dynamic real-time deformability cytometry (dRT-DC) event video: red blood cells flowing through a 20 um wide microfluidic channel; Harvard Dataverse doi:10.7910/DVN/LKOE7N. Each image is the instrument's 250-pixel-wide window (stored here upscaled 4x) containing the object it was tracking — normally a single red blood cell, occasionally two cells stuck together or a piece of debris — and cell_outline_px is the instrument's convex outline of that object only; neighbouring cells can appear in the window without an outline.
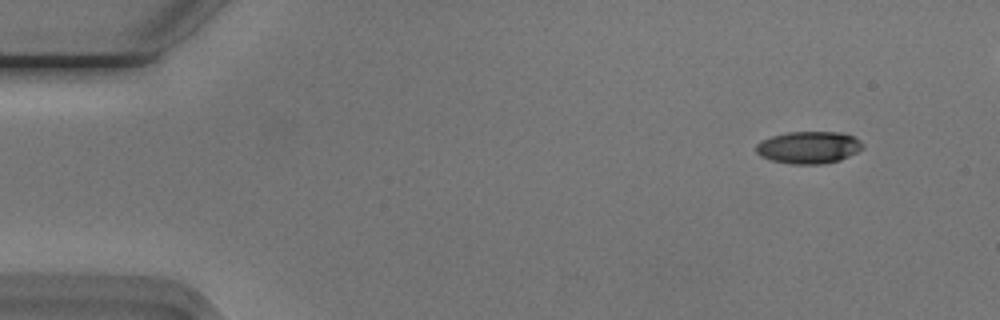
{"species": "Egyptian fruit bat (a non-hibernating species)", "species_latin": "Rousettus aegyptiacus", "temperature_condition": "cold", "stored_images_in_passage": 48, "camera_frame_rate_fps": 3000, "um_per_image_px": 0.085, "animal": {"sex": "male"}, "frame": {"image": 1, "passage_image": 1, "time_ms": 0.0, "image_size_px": [1000, 320], "cell_outline_px": [[864, 148], [840, 160], [820, 164], [792, 164], [772, 160], [760, 156], [756, 152], [756, 144], [760, 140], [772, 136], [788, 132], [840, 132], [852, 136], [860, 140], [864, 144]], "centroid_in_image_um": [68.73, 12.52], "position_along_channel_um": 16.3, "area_um2": 20.0}}
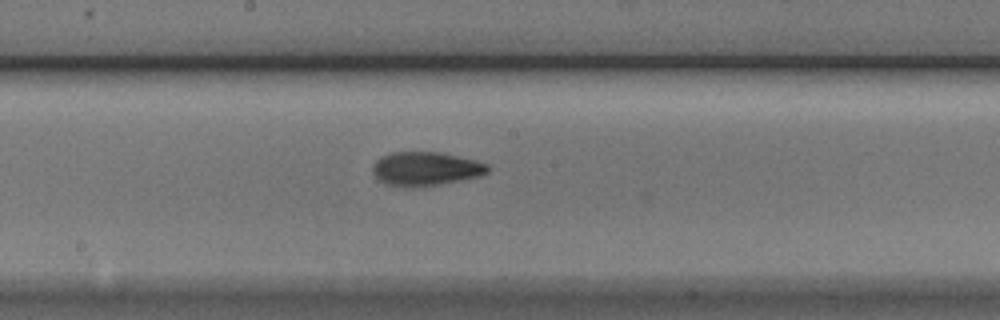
{"frame": {"image": 2, "passage_image": 25, "time_ms": 8.0, "image_size_px": [1000, 320], "cell_outline_px": [[488, 172], [480, 176], [460, 180], [436, 184], [388, 184], [380, 180], [376, 176], [372, 168], [376, 160], [380, 156], [392, 152], [440, 152], [488, 164]], "centroid_in_image_um": [36.19, 14.29], "position_along_channel_um": 212.0, "area_um2": 21.62}}
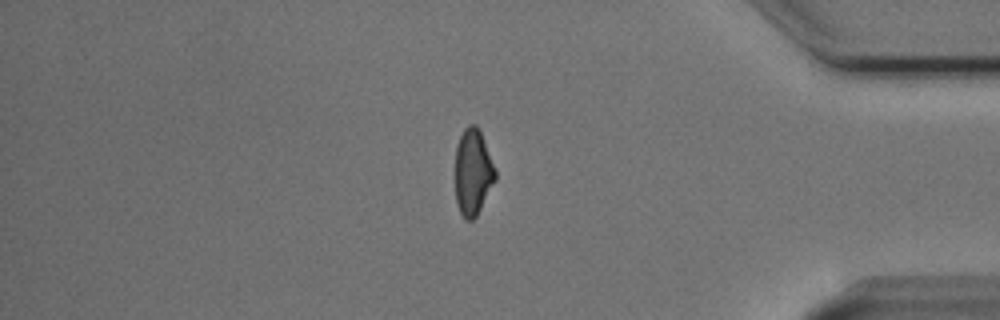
{"frame": {"image": 3, "passage_image": 42, "time_ms": 13.667, "image_size_px": [1000, 320], "cell_outline_px": [[496, 180], [476, 216], [472, 220], [464, 220], [460, 212], [456, 200], [456, 144], [464, 128], [468, 124], [476, 124], [480, 128], [496, 168]], "centroid_in_image_um": [40.22, 14.59], "position_along_channel_um": 395.0, "area_um2": 20.4}, "authors_computed_cell_mechanics": {"area_um2": 21.0103, "velocity_mm_per_s": 3.7575, "shape_relaxation_time_tau1_ms": 3.5751, "shape_relaxation_time_tau2_ms": 3.0783, "deformation_change_tau1": 0.1904, "deformation_change_tau2": 0.1037}}